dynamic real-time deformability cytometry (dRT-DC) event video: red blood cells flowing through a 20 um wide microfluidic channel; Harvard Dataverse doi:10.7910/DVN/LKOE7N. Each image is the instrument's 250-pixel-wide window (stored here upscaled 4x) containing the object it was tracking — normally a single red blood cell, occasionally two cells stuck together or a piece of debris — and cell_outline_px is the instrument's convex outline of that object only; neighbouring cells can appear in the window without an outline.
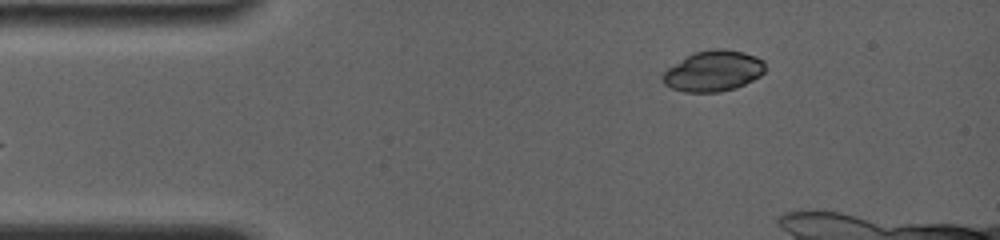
{"species": "common noctule bat (a hibernating species)", "species_latin": "Nyctalus noctula", "temperature_condition": "room temperature", "stored_images_in_passage": 3, "camera_frame_rate_fps": 4000, "um_per_image_px": 0.085, "animal": {"sex": "female", "body_mass_g": 19.0, "forearm_length_mm": 56.7}, "frame": {"image": 1, "passage_image": 3, "time_ms": 2.0, "image_size_px": [1000, 240], "cell_outline_px": [[764, 72], [760, 76], [736, 88], [720, 92], [684, 92], [672, 88], [664, 84], [660, 76], [668, 68], [692, 52], [712, 48], [724, 48], [744, 52], [756, 56], [764, 60]], "centroid_in_image_um": [60.62, 6.02], "position_along_channel_um": 24.4, "area_um2": 24.57}}